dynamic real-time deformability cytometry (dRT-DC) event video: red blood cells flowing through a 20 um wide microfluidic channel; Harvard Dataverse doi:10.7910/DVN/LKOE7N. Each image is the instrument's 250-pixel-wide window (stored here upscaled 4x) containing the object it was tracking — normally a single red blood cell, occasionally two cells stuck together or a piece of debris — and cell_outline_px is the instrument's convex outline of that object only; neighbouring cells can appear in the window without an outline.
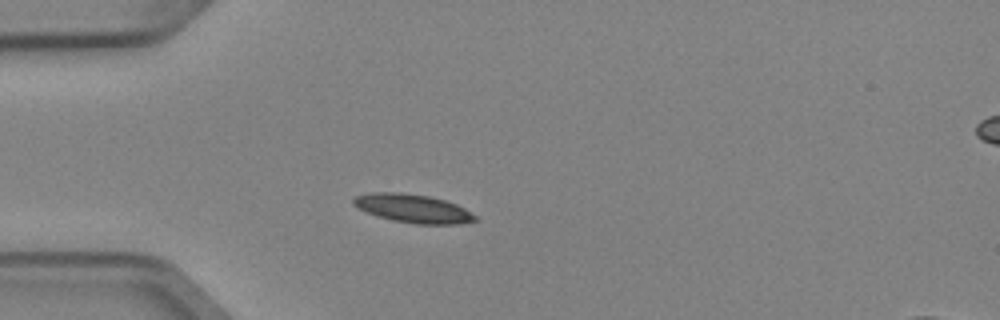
{"species": "Egyptian fruit bat (a non-hibernating species)", "species_latin": "Rousettus aegyptiacus", "temperature_condition": "cold", "stored_images_in_passage": 6, "camera_frame_rate_fps": 3000, "um_per_image_px": 0.085, "animal": {"sex": "female"}, "frame": {"image": 1, "passage_image": 4, "time_ms": 1.0, "image_size_px": [1000, 320], "cell_outline_px": [[480, 220], [460, 224], [416, 224], [392, 220], [376, 216], [352, 204], [352, 196], [372, 192], [400, 192], [428, 196], [444, 200], [456, 204], [464, 208], [476, 216]], "centroid_in_image_um": [35.09, 17.72], "position_along_channel_um": 49.9, "area_um2": 20.29}}
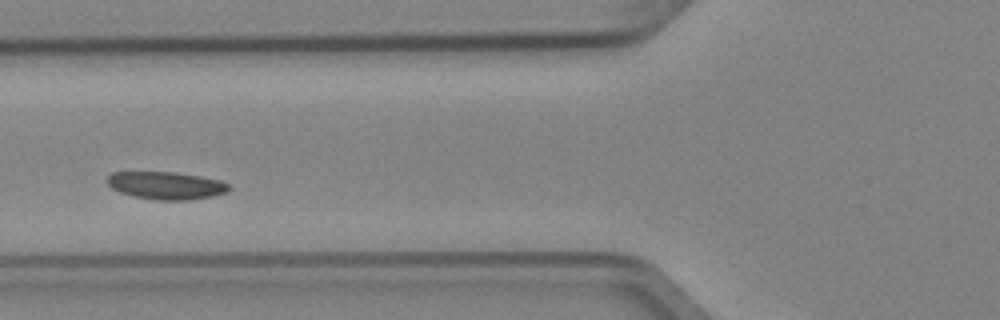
{"frame": {"image": 2, "passage_image": 6, "time_ms": 1.667, "image_size_px": [1000, 320], "cell_outline_px": [[232, 188], [228, 192], [212, 196], [188, 200], [156, 200], [136, 196], [120, 192], [112, 188], [108, 184], [108, 176], [112, 172], [176, 172], [200, 176], [220, 180], [228, 184]], "centroid_in_image_um": [14.16, 15.76], "position_along_channel_um": 111.6, "area_um2": 19.54}}